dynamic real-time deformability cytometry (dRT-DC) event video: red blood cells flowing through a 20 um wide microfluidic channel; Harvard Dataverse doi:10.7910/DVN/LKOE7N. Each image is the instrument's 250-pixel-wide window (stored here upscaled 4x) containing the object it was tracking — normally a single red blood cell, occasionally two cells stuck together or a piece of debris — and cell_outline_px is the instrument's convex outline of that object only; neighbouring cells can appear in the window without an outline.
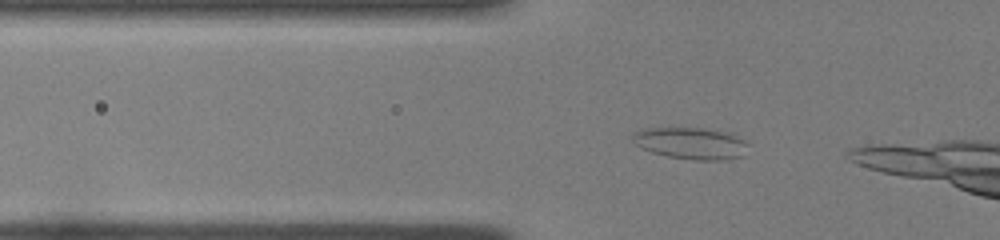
{"species": "common noctule bat (a hibernating species)", "species_latin": "Nyctalus noctula", "temperature_condition": "room temperature", "stored_images_in_passage": 12, "camera_frame_rate_fps": 3000, "um_per_image_px": 0.085, "animal": {"sex": "female", "body_mass_g": 22.0, "forearm_length_mm": 56.7}, "frame": {"image": 1, "passage_image": 3, "time_ms": 0.667, "image_size_px": [1000, 240], "cell_outline_px": [[748, 144], [740, 156], [716, 160], [696, 160], [668, 156], [652, 152], [640, 148], [632, 140], [632, 136], [636, 132], [648, 128], [700, 128], [720, 132], [732, 136]], "centroid_in_image_um": [58.61, 12.18], "position_along_channel_um": 67.2, "area_um2": 20.46}}
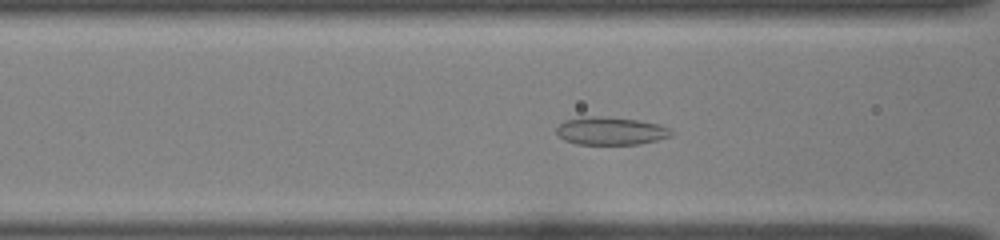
{"frame": {"image": 2, "passage_image": 7, "time_ms": 2.0, "image_size_px": [1000, 240], "cell_outline_px": [[672, 132], [668, 136], [656, 140], [636, 144], [576, 144], [564, 140], [556, 132], [556, 128], [564, 120], [584, 116], [600, 116], [636, 120], [660, 124], [668, 128]], "centroid_in_image_um": [51.85, 11.12], "position_along_channel_um": 114.8, "area_um2": 18.44}}
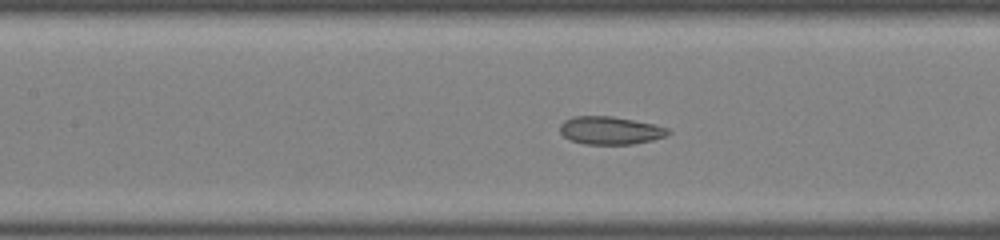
{"frame": {"image": 3, "passage_image": 10, "time_ms": 3.0, "image_size_px": [1000, 240], "cell_outline_px": [[672, 132], [664, 136], [652, 140], [632, 144], [584, 144], [572, 140], [564, 136], [560, 132], [560, 124], [564, 120], [572, 116], [612, 116], [652, 124], [668, 128]], "centroid_in_image_um": [51.84, 11.08], "position_along_channel_um": 155.6, "area_um2": 17.46}}